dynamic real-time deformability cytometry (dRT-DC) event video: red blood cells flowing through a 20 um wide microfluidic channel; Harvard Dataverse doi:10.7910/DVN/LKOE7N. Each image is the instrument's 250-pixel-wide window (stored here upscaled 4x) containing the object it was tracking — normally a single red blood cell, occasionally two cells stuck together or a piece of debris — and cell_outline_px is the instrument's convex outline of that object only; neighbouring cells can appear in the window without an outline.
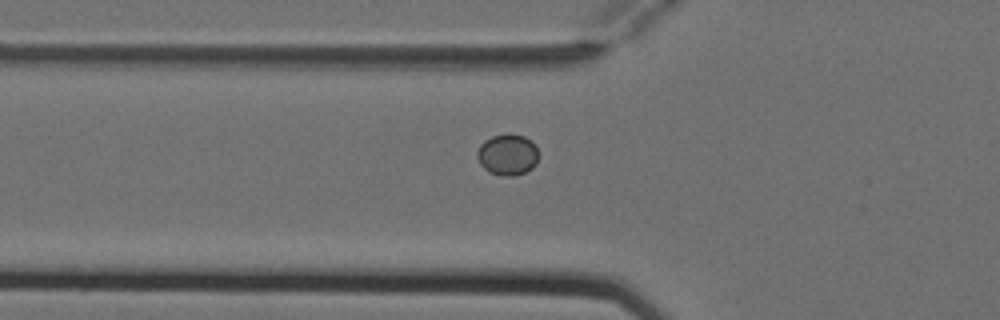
{"species": "Egyptian fruit bat (a non-hibernating species)", "species_latin": "Rousettus aegyptiacus", "temperature_condition": "cold", "stored_images_in_passage": 7, "camera_frame_rate_fps": 3000, "um_per_image_px": 0.085, "animal": {"sex": "female"}, "frame": {"image": 1, "passage_image": 6, "time_ms": 1.667, "image_size_px": [1000, 320], "cell_outline_px": [[536, 164], [532, 168], [516, 176], [500, 176], [488, 172], [480, 164], [476, 156], [476, 152], [480, 144], [484, 140], [492, 136], [524, 136], [532, 140], [536, 144]], "centroid_in_image_um": [43.11, 13.18], "position_along_channel_um": 82.7, "area_um2": 14.57}}
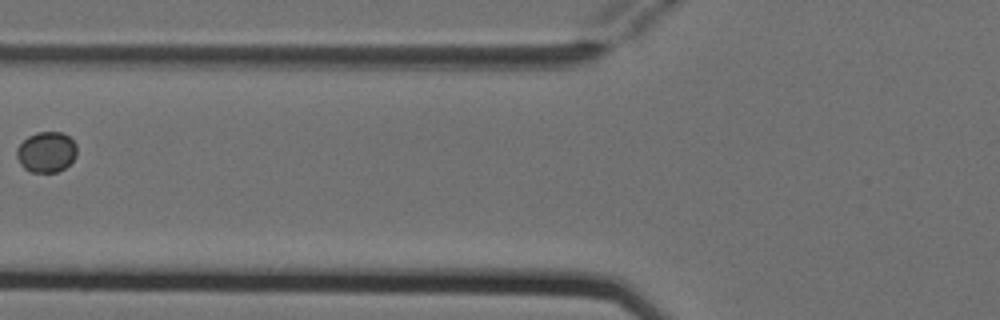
{"frame": {"image": 2, "passage_image": 7, "time_ms": 2.0, "image_size_px": [1000, 320], "cell_outline_px": [[76, 156], [64, 168], [56, 172], [32, 172], [24, 168], [20, 164], [16, 156], [16, 148], [28, 136], [36, 132], [60, 132], [68, 136], [76, 144]], "centroid_in_image_um": [3.92, 12.92], "position_along_channel_um": 121.9, "area_um2": 14.16}}